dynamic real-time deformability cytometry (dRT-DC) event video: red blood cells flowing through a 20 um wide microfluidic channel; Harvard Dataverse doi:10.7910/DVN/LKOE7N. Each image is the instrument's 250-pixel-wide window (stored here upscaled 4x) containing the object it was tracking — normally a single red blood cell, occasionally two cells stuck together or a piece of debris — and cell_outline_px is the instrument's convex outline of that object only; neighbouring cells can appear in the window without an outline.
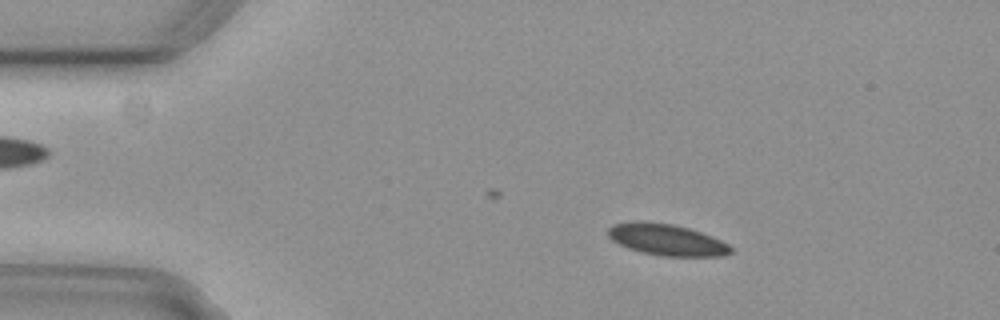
{"species": "common noctule bat (a hibernating species)", "species_latin": "Nyctalus noctula", "temperature_condition": "cold", "stored_images_in_passage": 51, "camera_frame_rate_fps": 3000, "um_per_image_px": 0.085, "animal": {"sex": "female", "body_mass_g": 29.2, "forearm_length_mm": 56.3}, "frame": {"image": 1, "passage_image": 9, "time_ms": 2.667, "image_size_px": [1000, 320], "cell_outline_px": [[736, 248], [732, 252], [724, 256], [660, 256], [640, 252], [628, 248], [612, 240], [608, 236], [608, 228], [612, 224], [632, 220], [636, 220], [672, 224], [688, 228], [712, 236]], "centroid_in_image_um": [56.66, 20.37], "position_along_channel_um": 28.3, "area_um2": 22.72}}
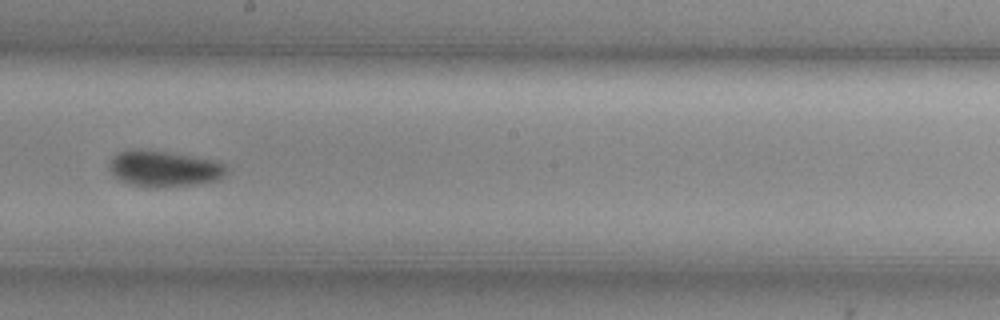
{"frame": {"image": 2, "passage_image": 30, "time_ms": 9.667, "image_size_px": [1000, 320], "cell_outline_px": [[228, 172], [224, 176], [216, 180], [196, 184], [156, 188], [144, 188], [128, 184], [112, 176], [108, 168], [108, 164], [112, 156], [116, 152], [128, 148], [132, 148], [164, 152], [220, 160], [228, 168]], "centroid_in_image_um": [13.89, 14.34], "position_along_channel_um": 234.3, "area_um2": 25.32}}
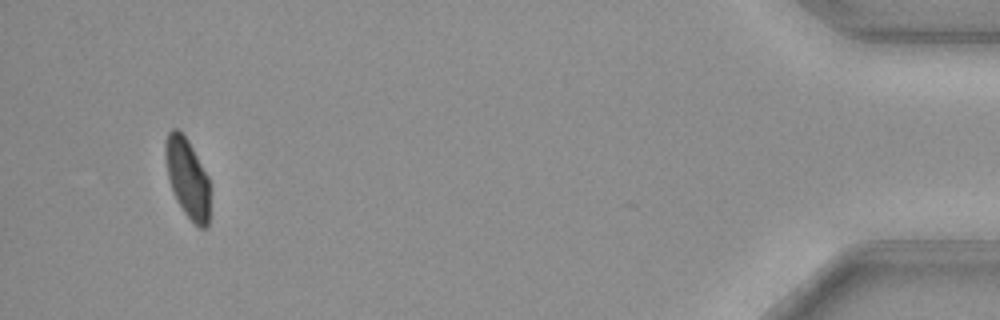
{"frame": {"image": 3, "passage_image": 51, "time_ms": 16.667, "image_size_px": [1000, 320], "cell_outline_px": [[208, 228], [200, 228], [184, 212], [176, 200], [168, 176], [164, 152], [164, 144], [168, 132], [172, 128], [176, 128], [188, 140], [208, 176]], "centroid_in_image_um": [15.91, 15.1], "position_along_channel_um": 419.3, "area_um2": 20.23}, "authors_computed_cell_mechanics": {"area_um2": 22.8888, "velocity_mm_per_s": 3.7962, "shape_relaxation_time_tau1_ms": 3.4436, "shape_relaxation_time_tau2_ms": null, "deformation_change_tau1": 0.0959, "deformation_change_tau2": null}}